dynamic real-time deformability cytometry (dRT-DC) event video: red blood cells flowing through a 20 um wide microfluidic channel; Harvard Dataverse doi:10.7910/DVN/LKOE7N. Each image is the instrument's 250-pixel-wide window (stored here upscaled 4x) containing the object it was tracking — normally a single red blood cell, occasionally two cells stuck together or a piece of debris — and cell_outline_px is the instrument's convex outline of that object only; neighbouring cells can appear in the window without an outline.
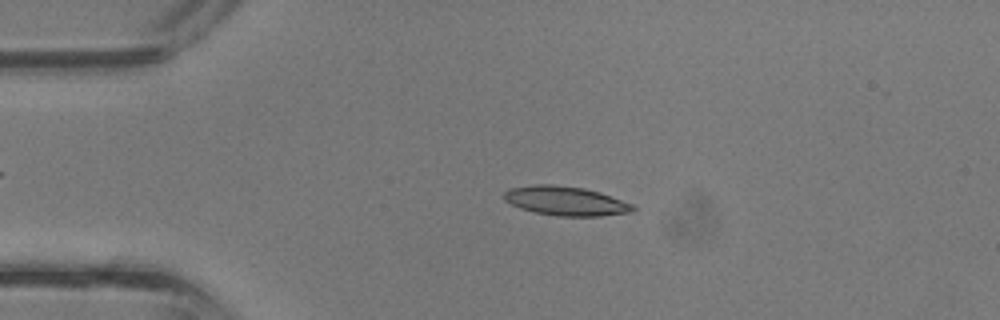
{"species": "common noctule bat (a hibernating species)", "species_latin": "Nyctalus noctula", "temperature_condition": "room temperature", "stored_images_in_passage": 37, "camera_frame_rate_fps": 3000, "um_per_image_px": 0.085, "animal": {"sex": "male", "body_mass_g": 13.3}, "frame": {"image": 1, "passage_image": 8, "time_ms": 2.333, "image_size_px": [1000, 320], "cell_outline_px": [[636, 208], [632, 212], [600, 216], [556, 216], [536, 212], [520, 208], [504, 200], [504, 192], [508, 188], [536, 184], [552, 184], [584, 188], [600, 192], [632, 204]], "centroid_in_image_um": [48.07, 17.07], "position_along_channel_um": 36.9, "area_um2": 21.91}}
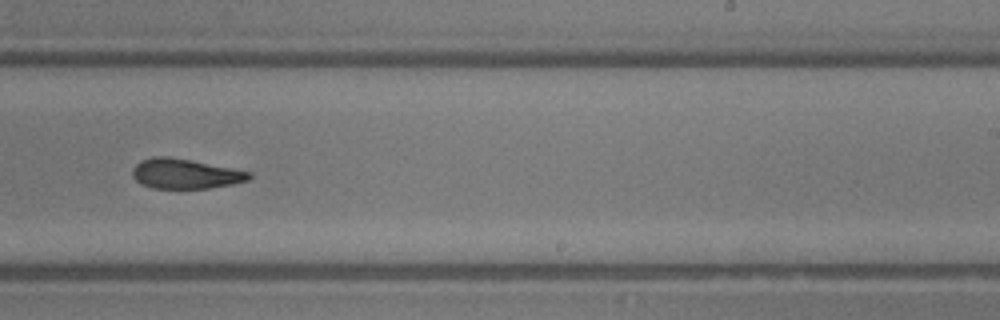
{"frame": {"image": 2, "passage_image": 23, "time_ms": 7.333, "image_size_px": [1000, 320], "cell_outline_px": [[252, 176], [248, 180], [232, 184], [208, 188], [152, 188], [140, 184], [132, 176], [132, 168], [140, 160], [152, 156], [168, 156], [192, 160], [252, 172]], "centroid_in_image_um": [15.71, 14.76], "position_along_channel_um": 273.3, "area_um2": 20.46}}
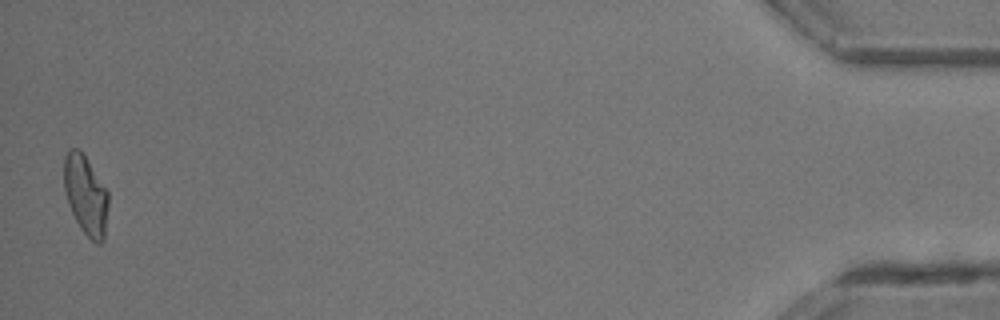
{"frame": {"image": 3, "passage_image": 37, "time_ms": 12.0, "image_size_px": [1000, 320], "cell_outline_px": [[108, 204], [104, 240], [100, 244], [96, 244], [80, 228], [68, 204], [64, 188], [64, 156], [72, 148], [80, 148], [108, 192]], "centroid_in_image_um": [7.28, 16.58], "position_along_channel_um": 427.9, "area_um2": 20.4}}